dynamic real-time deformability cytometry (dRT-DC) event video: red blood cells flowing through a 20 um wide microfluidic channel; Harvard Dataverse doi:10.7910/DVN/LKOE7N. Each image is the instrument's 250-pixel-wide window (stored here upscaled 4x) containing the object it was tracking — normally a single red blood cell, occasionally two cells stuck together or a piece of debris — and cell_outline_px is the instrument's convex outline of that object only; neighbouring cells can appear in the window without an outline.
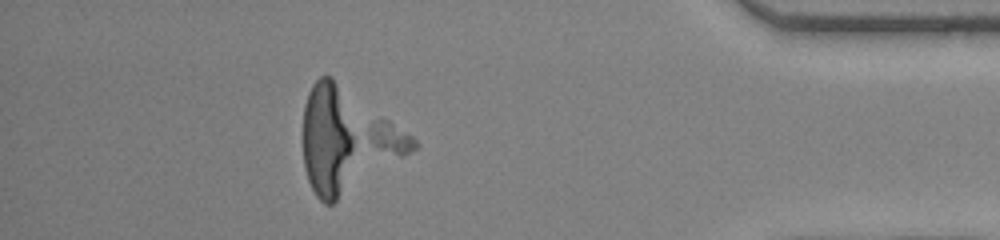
{"species": "human", "species_latin": "Homo sapiens", "temperature_condition": "warm", "stored_images_in_passage": 35, "camera_frame_rate_fps": 3000, "um_per_image_px": 0.085, "donor": {"sex": "female"}, "frame": {"image": 1, "passage_image": 29, "time_ms": 9.333, "image_size_px": [1000, 240], "cell_outline_px": [[416, 148], [332, 204], [324, 204], [316, 196], [308, 180], [304, 168], [304, 104], [308, 92], [312, 84], [320, 76], [332, 76], [412, 136], [416, 140]], "centroid_in_image_um": [29.48, 11.92], "position_along_channel_um": 405.7, "area_um2": 64.22}}